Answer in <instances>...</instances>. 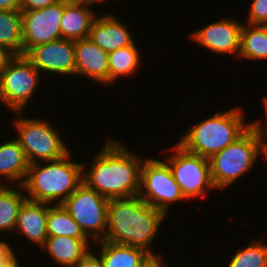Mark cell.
Segmentation results:
<instances>
[{"instance_id": "cell-16", "label": "cell", "mask_w": 267, "mask_h": 267, "mask_svg": "<svg viewBox=\"0 0 267 267\" xmlns=\"http://www.w3.org/2000/svg\"><path fill=\"white\" fill-rule=\"evenodd\" d=\"M91 5L94 6L90 0H64L60 23L63 39L75 41L89 36L92 22L97 16Z\"/></svg>"}, {"instance_id": "cell-8", "label": "cell", "mask_w": 267, "mask_h": 267, "mask_svg": "<svg viewBox=\"0 0 267 267\" xmlns=\"http://www.w3.org/2000/svg\"><path fill=\"white\" fill-rule=\"evenodd\" d=\"M42 77L24 55H16L0 75V102L11 113L24 112Z\"/></svg>"}, {"instance_id": "cell-38", "label": "cell", "mask_w": 267, "mask_h": 267, "mask_svg": "<svg viewBox=\"0 0 267 267\" xmlns=\"http://www.w3.org/2000/svg\"><path fill=\"white\" fill-rule=\"evenodd\" d=\"M94 5H96L97 3H101V2H103V1H105V0H90ZM107 1V0H106Z\"/></svg>"}, {"instance_id": "cell-26", "label": "cell", "mask_w": 267, "mask_h": 267, "mask_svg": "<svg viewBox=\"0 0 267 267\" xmlns=\"http://www.w3.org/2000/svg\"><path fill=\"white\" fill-rule=\"evenodd\" d=\"M253 240L248 246L237 249L225 267H267V242L262 238Z\"/></svg>"}, {"instance_id": "cell-3", "label": "cell", "mask_w": 267, "mask_h": 267, "mask_svg": "<svg viewBox=\"0 0 267 267\" xmlns=\"http://www.w3.org/2000/svg\"><path fill=\"white\" fill-rule=\"evenodd\" d=\"M71 154L30 164L22 184L27 200L59 205L75 192L83 183V165L72 161Z\"/></svg>"}, {"instance_id": "cell-2", "label": "cell", "mask_w": 267, "mask_h": 267, "mask_svg": "<svg viewBox=\"0 0 267 267\" xmlns=\"http://www.w3.org/2000/svg\"><path fill=\"white\" fill-rule=\"evenodd\" d=\"M168 216L143 201L138 195L110 199L107 209V231L103 240L143 249L158 255L153 242Z\"/></svg>"}, {"instance_id": "cell-19", "label": "cell", "mask_w": 267, "mask_h": 267, "mask_svg": "<svg viewBox=\"0 0 267 267\" xmlns=\"http://www.w3.org/2000/svg\"><path fill=\"white\" fill-rule=\"evenodd\" d=\"M92 239H77L67 236L47 237L40 248L49 254L61 267H73L91 248Z\"/></svg>"}, {"instance_id": "cell-23", "label": "cell", "mask_w": 267, "mask_h": 267, "mask_svg": "<svg viewBox=\"0 0 267 267\" xmlns=\"http://www.w3.org/2000/svg\"><path fill=\"white\" fill-rule=\"evenodd\" d=\"M0 46L23 55L21 10H0Z\"/></svg>"}, {"instance_id": "cell-6", "label": "cell", "mask_w": 267, "mask_h": 267, "mask_svg": "<svg viewBox=\"0 0 267 267\" xmlns=\"http://www.w3.org/2000/svg\"><path fill=\"white\" fill-rule=\"evenodd\" d=\"M12 124L17 132L16 139L25 151L30 164L55 161L70 152L58 129L47 119L24 117L23 112H13Z\"/></svg>"}, {"instance_id": "cell-33", "label": "cell", "mask_w": 267, "mask_h": 267, "mask_svg": "<svg viewBox=\"0 0 267 267\" xmlns=\"http://www.w3.org/2000/svg\"><path fill=\"white\" fill-rule=\"evenodd\" d=\"M6 240L0 239V264L14 252V248ZM10 244V245H9Z\"/></svg>"}, {"instance_id": "cell-28", "label": "cell", "mask_w": 267, "mask_h": 267, "mask_svg": "<svg viewBox=\"0 0 267 267\" xmlns=\"http://www.w3.org/2000/svg\"><path fill=\"white\" fill-rule=\"evenodd\" d=\"M90 249L73 267H103L100 256Z\"/></svg>"}, {"instance_id": "cell-7", "label": "cell", "mask_w": 267, "mask_h": 267, "mask_svg": "<svg viewBox=\"0 0 267 267\" xmlns=\"http://www.w3.org/2000/svg\"><path fill=\"white\" fill-rule=\"evenodd\" d=\"M167 150L173 154L164 161L186 200L202 199L208 196L209 191L216 190L211 180L208 158L189 153L178 143Z\"/></svg>"}, {"instance_id": "cell-22", "label": "cell", "mask_w": 267, "mask_h": 267, "mask_svg": "<svg viewBox=\"0 0 267 267\" xmlns=\"http://www.w3.org/2000/svg\"><path fill=\"white\" fill-rule=\"evenodd\" d=\"M15 188L0 185V233L14 232L19 210L27 200L23 186L15 185Z\"/></svg>"}, {"instance_id": "cell-36", "label": "cell", "mask_w": 267, "mask_h": 267, "mask_svg": "<svg viewBox=\"0 0 267 267\" xmlns=\"http://www.w3.org/2000/svg\"><path fill=\"white\" fill-rule=\"evenodd\" d=\"M260 156H262L267 163V142L265 141H261Z\"/></svg>"}, {"instance_id": "cell-17", "label": "cell", "mask_w": 267, "mask_h": 267, "mask_svg": "<svg viewBox=\"0 0 267 267\" xmlns=\"http://www.w3.org/2000/svg\"><path fill=\"white\" fill-rule=\"evenodd\" d=\"M48 203L26 200L21 206L14 233H20L22 237L38 247H42L47 238Z\"/></svg>"}, {"instance_id": "cell-4", "label": "cell", "mask_w": 267, "mask_h": 267, "mask_svg": "<svg viewBox=\"0 0 267 267\" xmlns=\"http://www.w3.org/2000/svg\"><path fill=\"white\" fill-rule=\"evenodd\" d=\"M243 110L235 106L192 123L176 143L189 153L209 159L233 143L252 125V122L245 121Z\"/></svg>"}, {"instance_id": "cell-31", "label": "cell", "mask_w": 267, "mask_h": 267, "mask_svg": "<svg viewBox=\"0 0 267 267\" xmlns=\"http://www.w3.org/2000/svg\"><path fill=\"white\" fill-rule=\"evenodd\" d=\"M15 56L16 55L9 49L0 46V75L7 68L8 64Z\"/></svg>"}, {"instance_id": "cell-21", "label": "cell", "mask_w": 267, "mask_h": 267, "mask_svg": "<svg viewBox=\"0 0 267 267\" xmlns=\"http://www.w3.org/2000/svg\"><path fill=\"white\" fill-rule=\"evenodd\" d=\"M138 47L137 43L134 42L132 45L108 53L109 85L121 76H133L139 71L144 63H141V50Z\"/></svg>"}, {"instance_id": "cell-18", "label": "cell", "mask_w": 267, "mask_h": 267, "mask_svg": "<svg viewBox=\"0 0 267 267\" xmlns=\"http://www.w3.org/2000/svg\"><path fill=\"white\" fill-rule=\"evenodd\" d=\"M9 139L0 144V185H22L30 163L18 140Z\"/></svg>"}, {"instance_id": "cell-1", "label": "cell", "mask_w": 267, "mask_h": 267, "mask_svg": "<svg viewBox=\"0 0 267 267\" xmlns=\"http://www.w3.org/2000/svg\"><path fill=\"white\" fill-rule=\"evenodd\" d=\"M103 146L92 157L91 167L82 163L83 183L108 199L137 196L144 157L110 136Z\"/></svg>"}, {"instance_id": "cell-34", "label": "cell", "mask_w": 267, "mask_h": 267, "mask_svg": "<svg viewBox=\"0 0 267 267\" xmlns=\"http://www.w3.org/2000/svg\"><path fill=\"white\" fill-rule=\"evenodd\" d=\"M0 267H23V266L18 259V254L16 255V251H14L0 264Z\"/></svg>"}, {"instance_id": "cell-32", "label": "cell", "mask_w": 267, "mask_h": 267, "mask_svg": "<svg viewBox=\"0 0 267 267\" xmlns=\"http://www.w3.org/2000/svg\"><path fill=\"white\" fill-rule=\"evenodd\" d=\"M161 256V254L150 255L140 267H171Z\"/></svg>"}, {"instance_id": "cell-24", "label": "cell", "mask_w": 267, "mask_h": 267, "mask_svg": "<svg viewBox=\"0 0 267 267\" xmlns=\"http://www.w3.org/2000/svg\"><path fill=\"white\" fill-rule=\"evenodd\" d=\"M51 236L90 239L61 204H49L47 216V237Z\"/></svg>"}, {"instance_id": "cell-29", "label": "cell", "mask_w": 267, "mask_h": 267, "mask_svg": "<svg viewBox=\"0 0 267 267\" xmlns=\"http://www.w3.org/2000/svg\"><path fill=\"white\" fill-rule=\"evenodd\" d=\"M59 0H20L21 11H32L46 8Z\"/></svg>"}, {"instance_id": "cell-15", "label": "cell", "mask_w": 267, "mask_h": 267, "mask_svg": "<svg viewBox=\"0 0 267 267\" xmlns=\"http://www.w3.org/2000/svg\"><path fill=\"white\" fill-rule=\"evenodd\" d=\"M128 27L111 12L97 15L92 22L88 37L98 47L109 53L135 42Z\"/></svg>"}, {"instance_id": "cell-25", "label": "cell", "mask_w": 267, "mask_h": 267, "mask_svg": "<svg viewBox=\"0 0 267 267\" xmlns=\"http://www.w3.org/2000/svg\"><path fill=\"white\" fill-rule=\"evenodd\" d=\"M238 58L256 61L267 59V35L260 25L244 22Z\"/></svg>"}, {"instance_id": "cell-35", "label": "cell", "mask_w": 267, "mask_h": 267, "mask_svg": "<svg viewBox=\"0 0 267 267\" xmlns=\"http://www.w3.org/2000/svg\"><path fill=\"white\" fill-rule=\"evenodd\" d=\"M0 10H20V0H0Z\"/></svg>"}, {"instance_id": "cell-12", "label": "cell", "mask_w": 267, "mask_h": 267, "mask_svg": "<svg viewBox=\"0 0 267 267\" xmlns=\"http://www.w3.org/2000/svg\"><path fill=\"white\" fill-rule=\"evenodd\" d=\"M24 56L41 73L75 75L74 40L57 39L31 47Z\"/></svg>"}, {"instance_id": "cell-27", "label": "cell", "mask_w": 267, "mask_h": 267, "mask_svg": "<svg viewBox=\"0 0 267 267\" xmlns=\"http://www.w3.org/2000/svg\"><path fill=\"white\" fill-rule=\"evenodd\" d=\"M246 24L260 25L267 21V0H253Z\"/></svg>"}, {"instance_id": "cell-30", "label": "cell", "mask_w": 267, "mask_h": 267, "mask_svg": "<svg viewBox=\"0 0 267 267\" xmlns=\"http://www.w3.org/2000/svg\"><path fill=\"white\" fill-rule=\"evenodd\" d=\"M263 106H264V115H265V120L262 118L259 120H254L252 121V125L256 128L258 131V134L261 138V141L267 142V96H263ZM263 120V122L261 121Z\"/></svg>"}, {"instance_id": "cell-9", "label": "cell", "mask_w": 267, "mask_h": 267, "mask_svg": "<svg viewBox=\"0 0 267 267\" xmlns=\"http://www.w3.org/2000/svg\"><path fill=\"white\" fill-rule=\"evenodd\" d=\"M138 196L167 216L173 203L186 200L168 164L155 157H149L143 161Z\"/></svg>"}, {"instance_id": "cell-10", "label": "cell", "mask_w": 267, "mask_h": 267, "mask_svg": "<svg viewBox=\"0 0 267 267\" xmlns=\"http://www.w3.org/2000/svg\"><path fill=\"white\" fill-rule=\"evenodd\" d=\"M109 201L82 183L61 205L95 243L106 236Z\"/></svg>"}, {"instance_id": "cell-13", "label": "cell", "mask_w": 267, "mask_h": 267, "mask_svg": "<svg viewBox=\"0 0 267 267\" xmlns=\"http://www.w3.org/2000/svg\"><path fill=\"white\" fill-rule=\"evenodd\" d=\"M243 24L244 22L227 16L194 30L190 33L189 38L201 45L202 48L220 56L234 55L238 57Z\"/></svg>"}, {"instance_id": "cell-20", "label": "cell", "mask_w": 267, "mask_h": 267, "mask_svg": "<svg viewBox=\"0 0 267 267\" xmlns=\"http://www.w3.org/2000/svg\"><path fill=\"white\" fill-rule=\"evenodd\" d=\"M97 254L100 256L103 267H140L150 256L143 249L116 244L107 240L96 241ZM100 253V254H99Z\"/></svg>"}, {"instance_id": "cell-11", "label": "cell", "mask_w": 267, "mask_h": 267, "mask_svg": "<svg viewBox=\"0 0 267 267\" xmlns=\"http://www.w3.org/2000/svg\"><path fill=\"white\" fill-rule=\"evenodd\" d=\"M64 11V0L46 8L21 11L23 55L37 45L63 39L60 23Z\"/></svg>"}, {"instance_id": "cell-14", "label": "cell", "mask_w": 267, "mask_h": 267, "mask_svg": "<svg viewBox=\"0 0 267 267\" xmlns=\"http://www.w3.org/2000/svg\"><path fill=\"white\" fill-rule=\"evenodd\" d=\"M74 51L75 75L109 86L108 52L98 47L89 37L75 40Z\"/></svg>"}, {"instance_id": "cell-5", "label": "cell", "mask_w": 267, "mask_h": 267, "mask_svg": "<svg viewBox=\"0 0 267 267\" xmlns=\"http://www.w3.org/2000/svg\"><path fill=\"white\" fill-rule=\"evenodd\" d=\"M260 148L261 138L256 128L251 125L233 143L213 154L208 160L215 189L223 191L244 174L251 172L260 157Z\"/></svg>"}, {"instance_id": "cell-37", "label": "cell", "mask_w": 267, "mask_h": 267, "mask_svg": "<svg viewBox=\"0 0 267 267\" xmlns=\"http://www.w3.org/2000/svg\"><path fill=\"white\" fill-rule=\"evenodd\" d=\"M260 26L263 28V30L265 31V33H266V35H267V21L262 22V23L260 24Z\"/></svg>"}]
</instances>
